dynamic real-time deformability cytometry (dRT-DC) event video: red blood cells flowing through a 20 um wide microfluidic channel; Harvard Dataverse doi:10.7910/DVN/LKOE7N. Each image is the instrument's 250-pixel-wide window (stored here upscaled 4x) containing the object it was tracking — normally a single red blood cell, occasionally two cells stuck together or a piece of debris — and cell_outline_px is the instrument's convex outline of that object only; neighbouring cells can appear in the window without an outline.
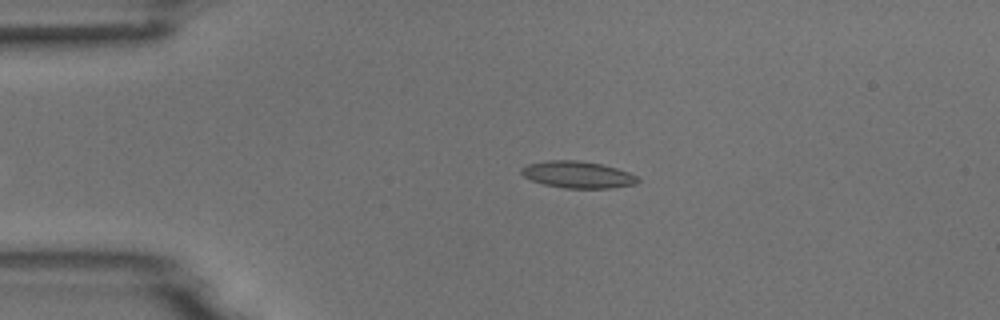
{"species": "common noctule bat (a hibernating species)", "species_latin": "Nyctalus noctula", "temperature_condition": "room temperature", "stored_images_in_passage": 4, "camera_frame_rate_fps": 3000, "um_per_image_px": 0.085, "animal": {"sex": "male", "body_mass_g": 18.8}, "frame": {"image": 1, "passage_image": 3, "time_ms": 3.333, "image_size_px": [1000, 320], "cell_outline_px": [[640, 180], [636, 184], [612, 188], [564, 188], [544, 184], [532, 180], [524, 176], [520, 172], [520, 168], [528, 164], [548, 160], [580, 160], [600, 164], [616, 168], [628, 172], [636, 176]], "centroid_in_image_um": [49.1, 14.84], "position_along_channel_um": 35.9, "area_um2": 18.15}}